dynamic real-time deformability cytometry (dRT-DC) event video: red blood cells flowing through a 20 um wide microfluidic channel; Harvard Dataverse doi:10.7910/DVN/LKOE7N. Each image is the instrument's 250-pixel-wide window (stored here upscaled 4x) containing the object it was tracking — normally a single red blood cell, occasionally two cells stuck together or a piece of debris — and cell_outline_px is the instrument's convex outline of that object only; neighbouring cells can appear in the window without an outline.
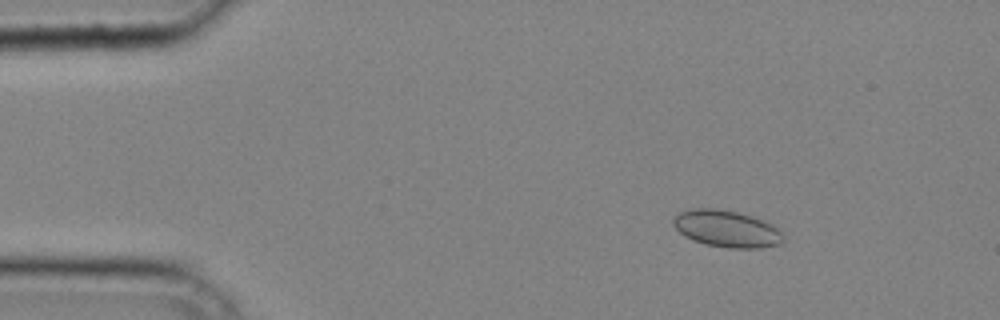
{"species": "common noctule bat (a hibernating species)", "species_latin": "Nyctalus noctula", "temperature_condition": "cold", "stored_images_in_passage": 14, "camera_frame_rate_fps": 3000, "um_per_image_px": 0.085, "animal": {"sex": "male", "body_mass_g": 20.4}, "frame": {"image": 1, "passage_image": 1, "time_ms": 0.0, "image_size_px": [1000, 320], "cell_outline_px": [[784, 240], [780, 244], [760, 248], [728, 248], [704, 244], [692, 240], [684, 236], [672, 224], [672, 220], [680, 212], [692, 208], [716, 208], [740, 212], [752, 216], [772, 224], [784, 236]], "centroid_in_image_um": [61.75, 19.44], "position_along_channel_um": 23.2, "area_um2": 23.76}}
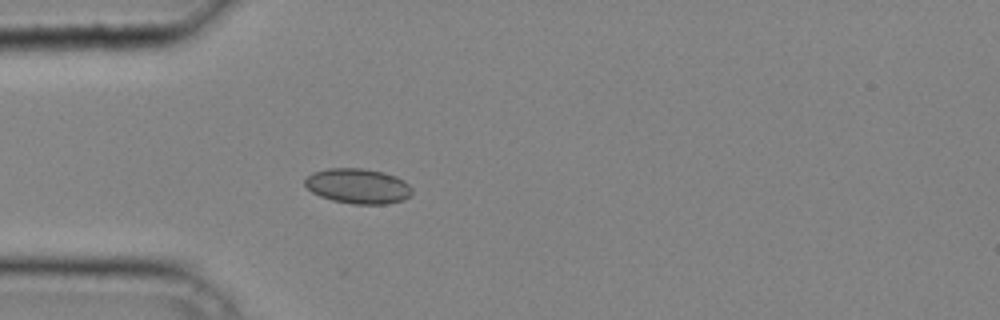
{"frame": {"image": 2, "passage_image": 7, "time_ms": 2.0, "image_size_px": [1000, 320], "cell_outline_px": [[412, 192], [404, 200], [388, 204], [352, 204], [332, 200], [320, 196], [312, 192], [304, 184], [304, 180], [312, 172], [328, 168], [364, 168], [384, 172], [396, 176], [404, 180], [412, 188]], "centroid_in_image_um": [30.43, 15.81], "position_along_channel_um": 54.6, "area_um2": 22.08}}